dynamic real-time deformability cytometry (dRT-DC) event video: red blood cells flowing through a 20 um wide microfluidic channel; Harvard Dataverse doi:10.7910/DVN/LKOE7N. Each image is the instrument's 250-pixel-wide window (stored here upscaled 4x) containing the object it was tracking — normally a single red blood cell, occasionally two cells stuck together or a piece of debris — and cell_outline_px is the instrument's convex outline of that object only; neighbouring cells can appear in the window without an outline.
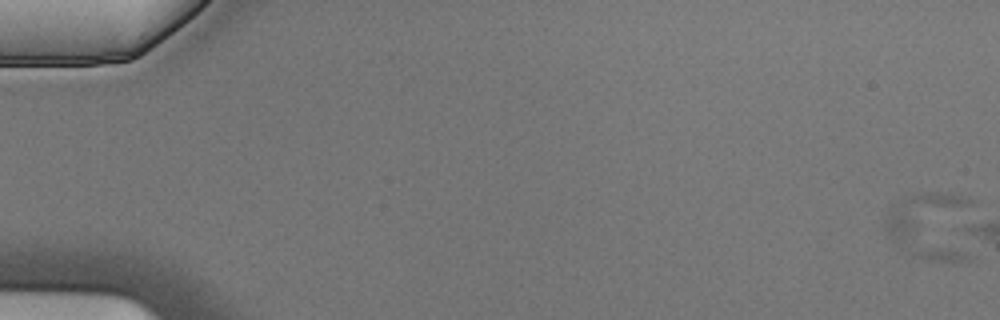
{"species": "Egyptian fruit bat (a non-hibernating species)", "species_latin": "Rousettus aegyptiacus", "temperature_condition": "cold", "stored_images_in_passage": 5, "camera_frame_rate_fps": 3000, "um_per_image_px": 0.085, "animal": {"sex": "male"}, "frame": {"image": 1, "passage_image": 1, "time_ms": 0.0, "image_size_px": [1000, 320], "cell_outline_px": [[976, 200], [972, 260], [928, 260], [916, 256], [900, 248], [884, 228], [884, 224], [888, 208], [892, 204], [900, 200], [912, 196], [928, 192], [948, 192]], "centroid_in_image_um": [79.36, 19.19], "position_along_channel_um": 5.6, "area_um2": 37.45}}